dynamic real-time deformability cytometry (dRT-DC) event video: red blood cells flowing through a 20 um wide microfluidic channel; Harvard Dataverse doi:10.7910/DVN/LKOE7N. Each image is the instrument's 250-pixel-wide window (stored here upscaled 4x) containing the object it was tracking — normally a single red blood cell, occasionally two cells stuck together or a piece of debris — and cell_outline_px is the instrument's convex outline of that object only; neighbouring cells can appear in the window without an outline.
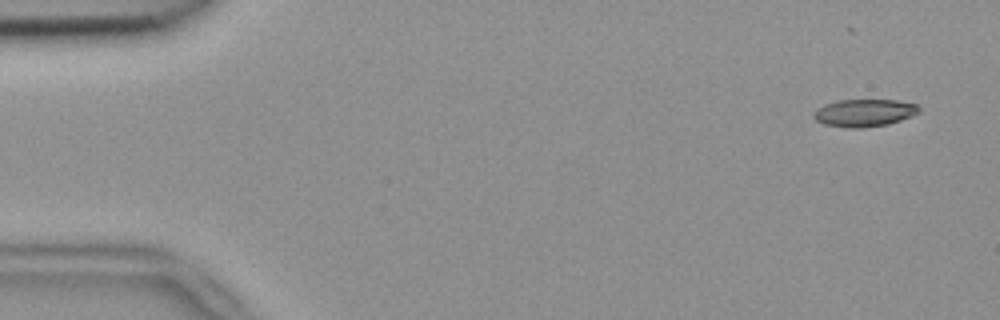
{"species": "common noctule bat (a hibernating species)", "species_latin": "Nyctalus noctula", "temperature_condition": "room temperature", "stored_images_in_passage": 53, "camera_frame_rate_fps": 3000, "um_per_image_px": 0.085, "animal": {"sex": "female", "body_mass_g": 18.4}, "frame": {"image": 1, "passage_image": 3, "time_ms": 0.667, "image_size_px": [1000, 320], "cell_outline_px": [[920, 112], [912, 116], [888, 124], [860, 128], [848, 128], [824, 124], [816, 120], [812, 116], [812, 112], [816, 108], [824, 104], [836, 100], [896, 100], [916, 104], [920, 108]], "centroid_in_image_um": [73.43, 9.59], "position_along_channel_um": 11.6, "area_um2": 16.99}}
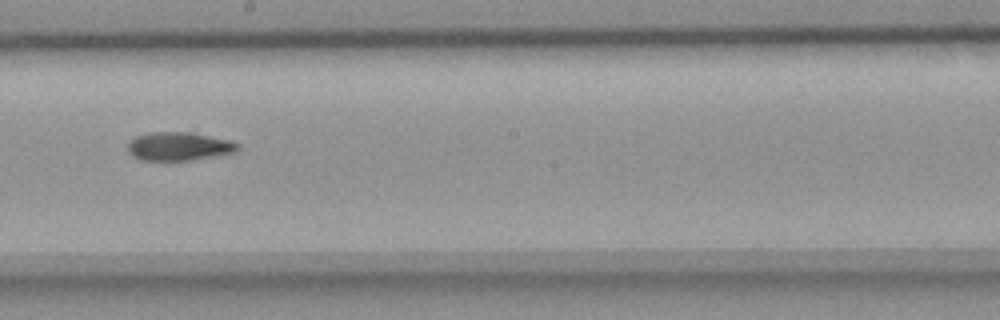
{"frame": {"image": 2, "passage_image": 30, "time_ms": 9.667, "image_size_px": [1000, 320], "cell_outline_px": [[240, 148], [232, 152], [192, 160], [140, 160], [132, 156], [128, 152], [128, 144], [136, 136], [152, 132], [192, 132], [228, 140], [240, 144]], "centroid_in_image_um": [15.18, 12.44], "position_along_channel_um": 233.0, "area_um2": 18.03}}
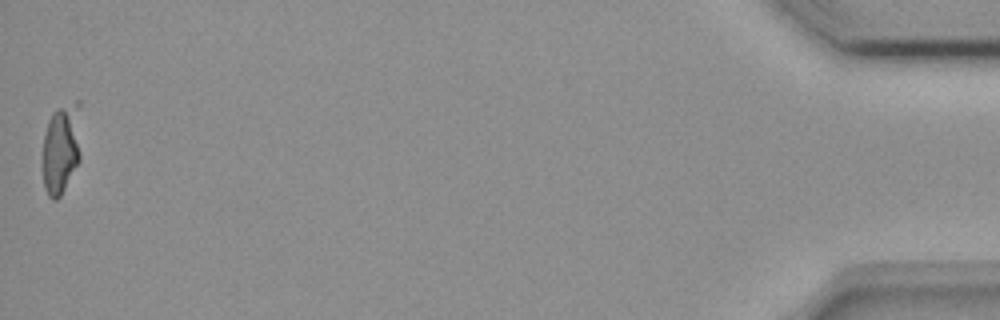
{"frame": {"image": 3, "passage_image": 53, "time_ms": 17.333, "image_size_px": [1000, 320], "cell_outline_px": [[80, 160], [60, 196], [56, 200], [52, 200], [48, 196], [44, 188], [44, 136], [48, 120], [52, 112], [56, 108], [76, 100], [80, 100]], "centroid_in_image_um": [5.23, 12.57], "position_along_channel_um": 430.0, "area_um2": 20.35}}